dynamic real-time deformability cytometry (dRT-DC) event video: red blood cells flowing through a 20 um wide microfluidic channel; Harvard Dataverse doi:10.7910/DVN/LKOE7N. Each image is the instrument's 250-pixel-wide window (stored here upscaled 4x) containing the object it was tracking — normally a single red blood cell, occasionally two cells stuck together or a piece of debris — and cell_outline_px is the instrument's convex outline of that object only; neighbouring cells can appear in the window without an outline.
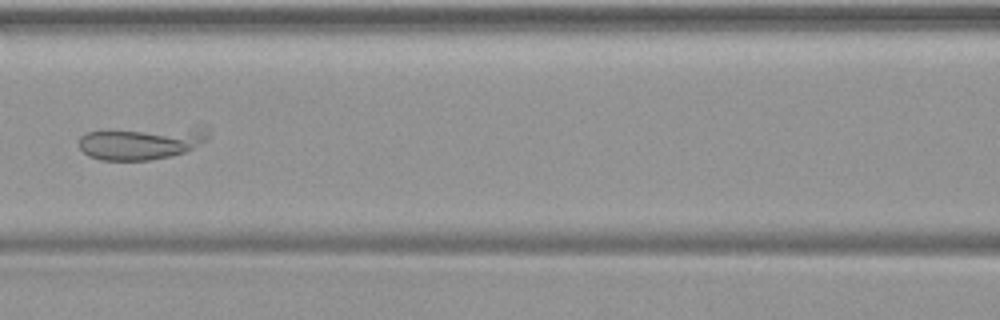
{"species": "common noctule bat (a hibernating species)", "species_latin": "Nyctalus noctula", "temperature_condition": "warm", "stored_images_in_passage": 22, "camera_frame_rate_fps": 3000, "um_per_image_px": 0.085, "animal": {"sex": "female", "body_mass_g": 19.9}, "frame": {"image": 1, "passage_image": 10, "time_ms": 3.0, "image_size_px": [1000, 320], "cell_outline_px": [[208, 136], [204, 140], [192, 148], [184, 152], [172, 156], [148, 160], [100, 160], [88, 156], [80, 148], [80, 136], [84, 132], [196, 124], [208, 124]], "centroid_in_image_um": [12.12, 12.09], "position_along_channel_um": 154.5, "area_um2": 25.66}}
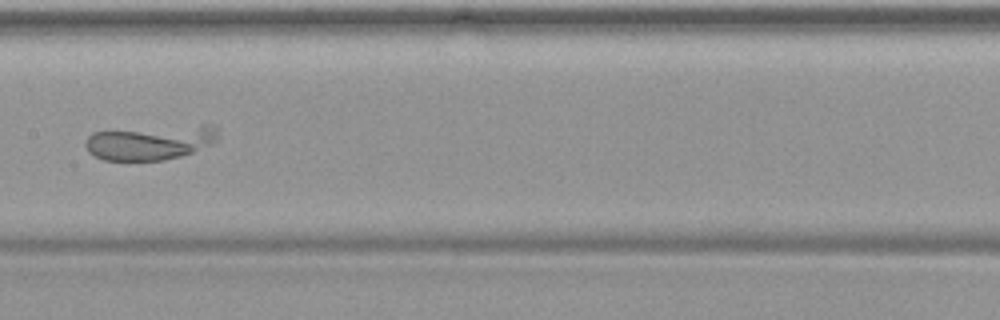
{"frame": {"image": 2, "passage_image": 13, "time_ms": 4.0, "image_size_px": [1000, 320], "cell_outline_px": [[220, 136], [212, 144], [192, 152], [180, 156], [164, 160], [104, 160], [88, 152], [84, 144], [84, 140], [92, 132], [200, 124], [216, 124], [220, 128]], "centroid_in_image_um": [12.86, 12.08], "position_along_channel_um": 194.5, "area_um2": 27.05}}